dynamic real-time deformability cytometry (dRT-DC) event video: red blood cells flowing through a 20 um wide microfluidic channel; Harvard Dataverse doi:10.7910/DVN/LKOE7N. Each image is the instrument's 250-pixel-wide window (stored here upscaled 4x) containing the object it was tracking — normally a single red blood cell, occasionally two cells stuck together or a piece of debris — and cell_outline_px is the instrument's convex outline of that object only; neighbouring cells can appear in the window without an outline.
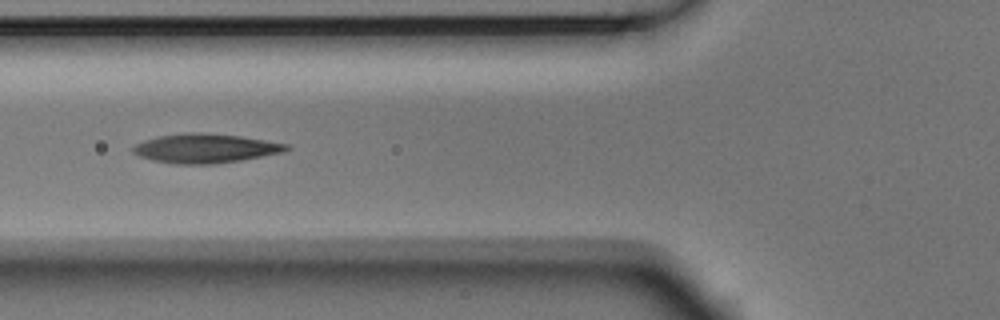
{"species": "Egyptian fruit bat (a non-hibernating species)", "species_latin": "Rousettus aegyptiacus", "temperature_condition": "room temperature", "stored_images_in_passage": 10, "camera_frame_rate_fps": 3000, "um_per_image_px": 0.085, "animal": {"sex": "male"}, "frame": {"image": 1, "passage_image": 5, "time_ms": 1.333, "image_size_px": [1000, 320], "cell_outline_px": [[292, 148], [284, 152], [240, 160], [212, 164], [176, 164], [152, 160], [140, 156], [132, 152], [132, 148], [136, 144], [144, 140], [160, 136], [188, 132], [200, 132], [240, 136], [288, 144]], "centroid_in_image_um": [17.46, 12.61], "position_along_channel_um": 108.3, "area_um2": 25.95}}
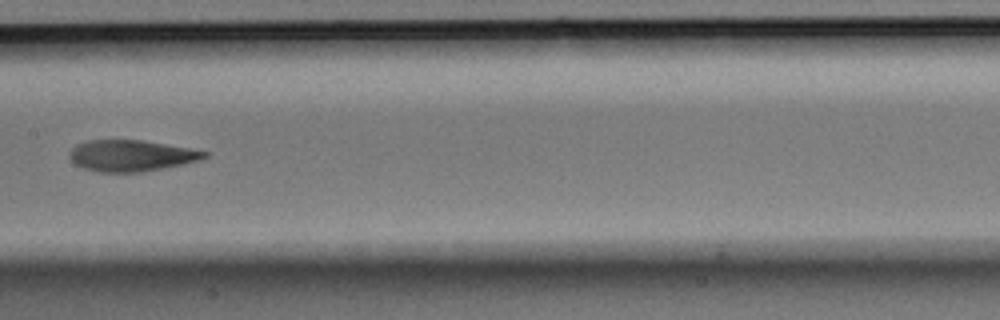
{"frame": {"image": 2, "passage_image": 7, "time_ms": 2.0, "image_size_px": [1000, 320], "cell_outline_px": [[208, 156], [200, 160], [184, 164], [140, 172], [100, 172], [84, 168], [76, 164], [68, 156], [72, 148], [76, 144], [88, 140], [140, 140], [188, 148], [208, 152]], "centroid_in_image_um": [11.14, 13.23], "position_along_channel_um": 196.3, "area_um2": 24.33}}
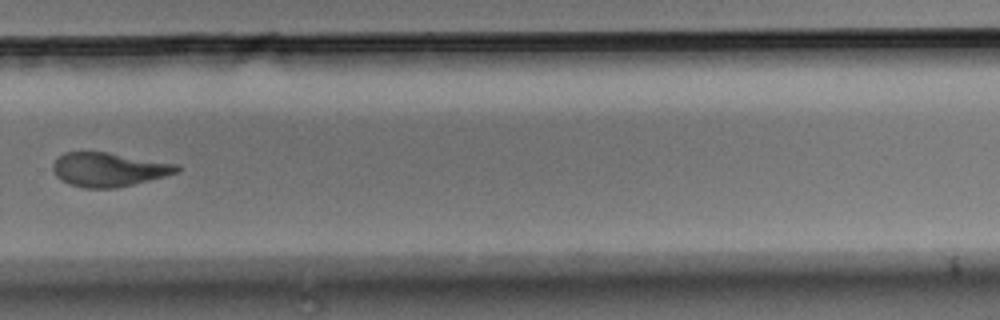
{"frame": {"image": 3, "passage_image": 10, "time_ms": 3.0, "image_size_px": [1000, 320], "cell_outline_px": [[180, 172], [116, 188], [84, 188], [60, 180], [56, 176], [52, 168], [52, 164], [64, 152], [108, 152], [176, 164], [180, 168]], "centroid_in_image_um": [9.22, 14.41], "position_along_channel_um": 320.6, "area_um2": 24.28}}